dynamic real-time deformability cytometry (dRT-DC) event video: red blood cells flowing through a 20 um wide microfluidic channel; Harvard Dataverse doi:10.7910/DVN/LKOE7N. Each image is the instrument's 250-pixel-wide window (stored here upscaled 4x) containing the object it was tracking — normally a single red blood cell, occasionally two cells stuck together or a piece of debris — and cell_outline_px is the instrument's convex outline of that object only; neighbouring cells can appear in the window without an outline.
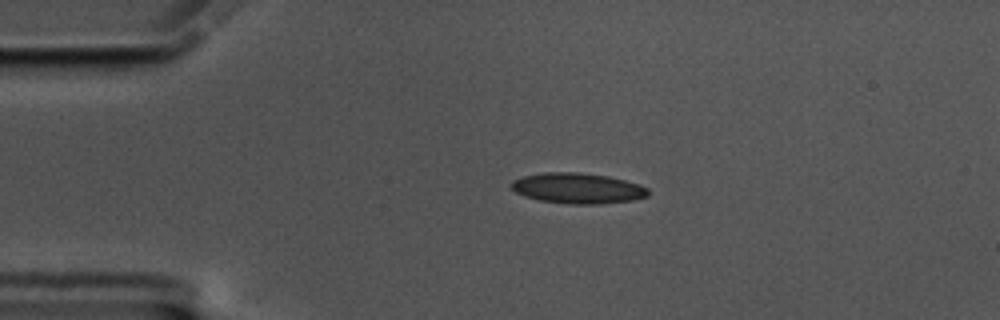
{"species": "common noctule bat (a hibernating species)", "species_latin": "Nyctalus noctula", "temperature_condition": "cold", "stored_images_in_passage": 39, "camera_frame_rate_fps": 3000, "um_per_image_px": 0.085, "animal": {"sex": "male", "body_mass_g": 17.5, "forearm_length_mm": 52.3}, "frame": {"image": 1, "passage_image": 1, "time_ms": 0.0, "image_size_px": [1000, 320], "cell_outline_px": [[648, 196], [632, 200], [600, 204], [568, 204], [540, 200], [524, 196], [516, 192], [512, 188], [512, 180], [524, 176], [544, 172], [576, 172], [608, 176], [640, 184], [648, 188]], "centroid_in_image_um": [49.11, 16.0], "position_along_channel_um": 35.9, "area_um2": 24.28}}
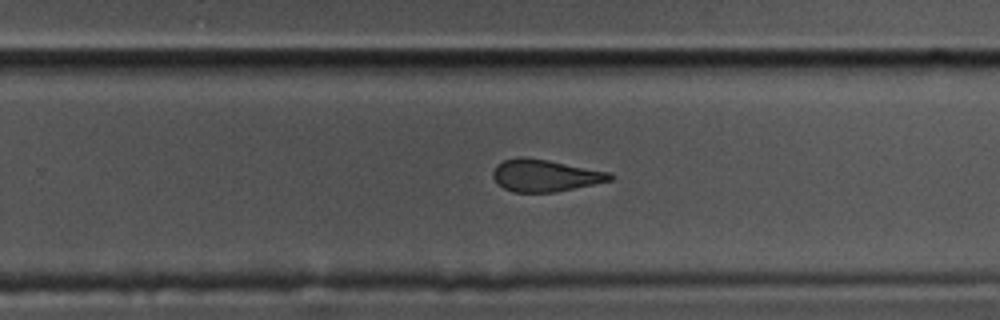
{"frame": {"image": 2, "passage_image": 25, "time_ms": 8.0, "image_size_px": [1000, 320], "cell_outline_px": [[616, 176], [612, 180], [556, 192], [512, 192], [504, 188], [492, 176], [492, 172], [496, 164], [504, 160], [516, 156], [524, 156], [548, 160], [612, 172]], "centroid_in_image_um": [46.35, 14.9], "position_along_channel_um": 283.5, "area_um2": 22.08}}
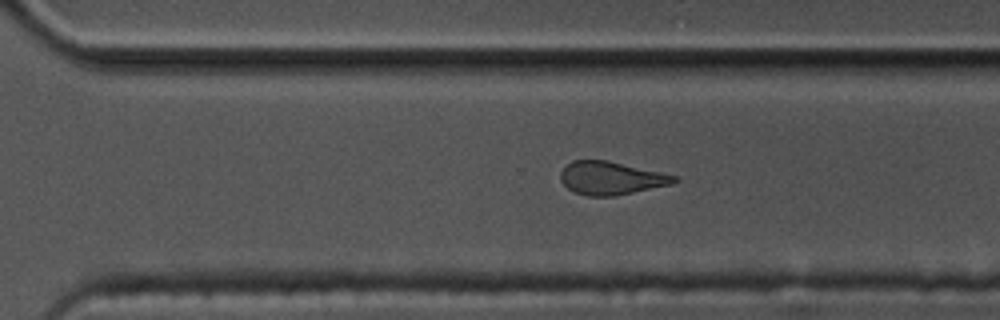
{"frame": {"image": 3, "passage_image": 28, "time_ms": 9.0, "image_size_px": [1000, 320], "cell_outline_px": [[680, 180], [672, 184], [612, 196], [588, 196], [572, 192], [560, 180], [560, 172], [572, 160], [608, 160], [660, 172], [676, 176]], "centroid_in_image_um": [51.91, 15.14], "position_along_channel_um": 318.7, "area_um2": 21.79}, "authors_computed_cell_mechanics": {"area_um2": 23.1778, "velocity_mm_per_s": 3.5259, "shape_relaxation_time_tau1_ms": 9.0533, "shape_relaxation_time_tau2_ms": 2.3974, "deformation_change_tau1": 0.1782, "deformation_change_tau2": 0.102}}